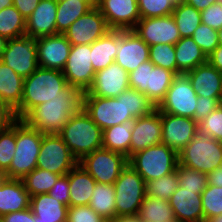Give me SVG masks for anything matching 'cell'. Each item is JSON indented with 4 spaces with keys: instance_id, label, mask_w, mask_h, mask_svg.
Here are the masks:
<instances>
[{
    "instance_id": "59",
    "label": "cell",
    "mask_w": 222,
    "mask_h": 222,
    "mask_svg": "<svg viewBox=\"0 0 222 222\" xmlns=\"http://www.w3.org/2000/svg\"><path fill=\"white\" fill-rule=\"evenodd\" d=\"M6 42H7V39L0 35V59L5 50Z\"/></svg>"
},
{
    "instance_id": "43",
    "label": "cell",
    "mask_w": 222,
    "mask_h": 222,
    "mask_svg": "<svg viewBox=\"0 0 222 222\" xmlns=\"http://www.w3.org/2000/svg\"><path fill=\"white\" fill-rule=\"evenodd\" d=\"M201 197L204 222L222 215V187L207 184Z\"/></svg>"
},
{
    "instance_id": "61",
    "label": "cell",
    "mask_w": 222,
    "mask_h": 222,
    "mask_svg": "<svg viewBox=\"0 0 222 222\" xmlns=\"http://www.w3.org/2000/svg\"><path fill=\"white\" fill-rule=\"evenodd\" d=\"M205 222H222V215L217 216V217H213Z\"/></svg>"
},
{
    "instance_id": "23",
    "label": "cell",
    "mask_w": 222,
    "mask_h": 222,
    "mask_svg": "<svg viewBox=\"0 0 222 222\" xmlns=\"http://www.w3.org/2000/svg\"><path fill=\"white\" fill-rule=\"evenodd\" d=\"M204 190L178 187L169 200L176 222H204L201 194Z\"/></svg>"
},
{
    "instance_id": "20",
    "label": "cell",
    "mask_w": 222,
    "mask_h": 222,
    "mask_svg": "<svg viewBox=\"0 0 222 222\" xmlns=\"http://www.w3.org/2000/svg\"><path fill=\"white\" fill-rule=\"evenodd\" d=\"M71 50V43L64 34L37 38L38 65L45 69L63 70Z\"/></svg>"
},
{
    "instance_id": "28",
    "label": "cell",
    "mask_w": 222,
    "mask_h": 222,
    "mask_svg": "<svg viewBox=\"0 0 222 222\" xmlns=\"http://www.w3.org/2000/svg\"><path fill=\"white\" fill-rule=\"evenodd\" d=\"M30 208L36 222H67L68 206L48 193L31 196Z\"/></svg>"
},
{
    "instance_id": "32",
    "label": "cell",
    "mask_w": 222,
    "mask_h": 222,
    "mask_svg": "<svg viewBox=\"0 0 222 222\" xmlns=\"http://www.w3.org/2000/svg\"><path fill=\"white\" fill-rule=\"evenodd\" d=\"M97 0H57V34H63L71 24L96 6Z\"/></svg>"
},
{
    "instance_id": "57",
    "label": "cell",
    "mask_w": 222,
    "mask_h": 222,
    "mask_svg": "<svg viewBox=\"0 0 222 222\" xmlns=\"http://www.w3.org/2000/svg\"><path fill=\"white\" fill-rule=\"evenodd\" d=\"M181 1L193 6L199 11L205 10L211 4L217 2V0H181Z\"/></svg>"
},
{
    "instance_id": "29",
    "label": "cell",
    "mask_w": 222,
    "mask_h": 222,
    "mask_svg": "<svg viewBox=\"0 0 222 222\" xmlns=\"http://www.w3.org/2000/svg\"><path fill=\"white\" fill-rule=\"evenodd\" d=\"M91 45V62L95 72L114 63L119 46V30H110Z\"/></svg>"
},
{
    "instance_id": "7",
    "label": "cell",
    "mask_w": 222,
    "mask_h": 222,
    "mask_svg": "<svg viewBox=\"0 0 222 222\" xmlns=\"http://www.w3.org/2000/svg\"><path fill=\"white\" fill-rule=\"evenodd\" d=\"M175 76L174 72L156 66L148 60L129 73V86L144 93L157 107L164 99Z\"/></svg>"
},
{
    "instance_id": "11",
    "label": "cell",
    "mask_w": 222,
    "mask_h": 222,
    "mask_svg": "<svg viewBox=\"0 0 222 222\" xmlns=\"http://www.w3.org/2000/svg\"><path fill=\"white\" fill-rule=\"evenodd\" d=\"M78 163L97 183L114 184L128 164V158L122 153L100 148L85 155Z\"/></svg>"
},
{
    "instance_id": "5",
    "label": "cell",
    "mask_w": 222,
    "mask_h": 222,
    "mask_svg": "<svg viewBox=\"0 0 222 222\" xmlns=\"http://www.w3.org/2000/svg\"><path fill=\"white\" fill-rule=\"evenodd\" d=\"M128 164L148 182L174 172L179 164L178 152L161 143L131 155Z\"/></svg>"
},
{
    "instance_id": "52",
    "label": "cell",
    "mask_w": 222,
    "mask_h": 222,
    "mask_svg": "<svg viewBox=\"0 0 222 222\" xmlns=\"http://www.w3.org/2000/svg\"><path fill=\"white\" fill-rule=\"evenodd\" d=\"M17 120L15 110L0 101V132L10 128Z\"/></svg>"
},
{
    "instance_id": "56",
    "label": "cell",
    "mask_w": 222,
    "mask_h": 222,
    "mask_svg": "<svg viewBox=\"0 0 222 222\" xmlns=\"http://www.w3.org/2000/svg\"><path fill=\"white\" fill-rule=\"evenodd\" d=\"M208 185L222 187V166L215 170L208 172L207 174Z\"/></svg>"
},
{
    "instance_id": "39",
    "label": "cell",
    "mask_w": 222,
    "mask_h": 222,
    "mask_svg": "<svg viewBox=\"0 0 222 222\" xmlns=\"http://www.w3.org/2000/svg\"><path fill=\"white\" fill-rule=\"evenodd\" d=\"M125 106L134 119L149 115L157 109L148 96L133 88L125 90Z\"/></svg>"
},
{
    "instance_id": "30",
    "label": "cell",
    "mask_w": 222,
    "mask_h": 222,
    "mask_svg": "<svg viewBox=\"0 0 222 222\" xmlns=\"http://www.w3.org/2000/svg\"><path fill=\"white\" fill-rule=\"evenodd\" d=\"M175 58L177 62V75L187 73L199 65L207 63V56L192 39L181 38L175 45Z\"/></svg>"
},
{
    "instance_id": "46",
    "label": "cell",
    "mask_w": 222,
    "mask_h": 222,
    "mask_svg": "<svg viewBox=\"0 0 222 222\" xmlns=\"http://www.w3.org/2000/svg\"><path fill=\"white\" fill-rule=\"evenodd\" d=\"M191 37L199 45L206 56L210 55L219 45L218 31L202 23L195 29Z\"/></svg>"
},
{
    "instance_id": "54",
    "label": "cell",
    "mask_w": 222,
    "mask_h": 222,
    "mask_svg": "<svg viewBox=\"0 0 222 222\" xmlns=\"http://www.w3.org/2000/svg\"><path fill=\"white\" fill-rule=\"evenodd\" d=\"M40 0H13V6L27 19L37 7Z\"/></svg>"
},
{
    "instance_id": "19",
    "label": "cell",
    "mask_w": 222,
    "mask_h": 222,
    "mask_svg": "<svg viewBox=\"0 0 222 222\" xmlns=\"http://www.w3.org/2000/svg\"><path fill=\"white\" fill-rule=\"evenodd\" d=\"M162 140L161 143L181 151L198 131V123L188 117L161 113Z\"/></svg>"
},
{
    "instance_id": "12",
    "label": "cell",
    "mask_w": 222,
    "mask_h": 222,
    "mask_svg": "<svg viewBox=\"0 0 222 222\" xmlns=\"http://www.w3.org/2000/svg\"><path fill=\"white\" fill-rule=\"evenodd\" d=\"M0 60L19 76L27 78L39 68L37 38L24 35L8 39Z\"/></svg>"
},
{
    "instance_id": "17",
    "label": "cell",
    "mask_w": 222,
    "mask_h": 222,
    "mask_svg": "<svg viewBox=\"0 0 222 222\" xmlns=\"http://www.w3.org/2000/svg\"><path fill=\"white\" fill-rule=\"evenodd\" d=\"M96 7L111 30H133L141 18L138 0H97Z\"/></svg>"
},
{
    "instance_id": "18",
    "label": "cell",
    "mask_w": 222,
    "mask_h": 222,
    "mask_svg": "<svg viewBox=\"0 0 222 222\" xmlns=\"http://www.w3.org/2000/svg\"><path fill=\"white\" fill-rule=\"evenodd\" d=\"M129 73L119 64L112 63L94 75L93 82L83 96L118 97L129 86Z\"/></svg>"
},
{
    "instance_id": "16",
    "label": "cell",
    "mask_w": 222,
    "mask_h": 222,
    "mask_svg": "<svg viewBox=\"0 0 222 222\" xmlns=\"http://www.w3.org/2000/svg\"><path fill=\"white\" fill-rule=\"evenodd\" d=\"M148 45H175L180 39V33L172 15L155 18H140L133 29Z\"/></svg>"
},
{
    "instance_id": "47",
    "label": "cell",
    "mask_w": 222,
    "mask_h": 222,
    "mask_svg": "<svg viewBox=\"0 0 222 222\" xmlns=\"http://www.w3.org/2000/svg\"><path fill=\"white\" fill-rule=\"evenodd\" d=\"M198 130L222 142V104L198 122Z\"/></svg>"
},
{
    "instance_id": "3",
    "label": "cell",
    "mask_w": 222,
    "mask_h": 222,
    "mask_svg": "<svg viewBox=\"0 0 222 222\" xmlns=\"http://www.w3.org/2000/svg\"><path fill=\"white\" fill-rule=\"evenodd\" d=\"M58 134L78 162L85 155L102 148L103 130L83 108L72 115Z\"/></svg>"
},
{
    "instance_id": "44",
    "label": "cell",
    "mask_w": 222,
    "mask_h": 222,
    "mask_svg": "<svg viewBox=\"0 0 222 222\" xmlns=\"http://www.w3.org/2000/svg\"><path fill=\"white\" fill-rule=\"evenodd\" d=\"M177 0H138L141 18H155L172 15Z\"/></svg>"
},
{
    "instance_id": "50",
    "label": "cell",
    "mask_w": 222,
    "mask_h": 222,
    "mask_svg": "<svg viewBox=\"0 0 222 222\" xmlns=\"http://www.w3.org/2000/svg\"><path fill=\"white\" fill-rule=\"evenodd\" d=\"M222 98H210L198 96L196 103V110L194 120L198 123L206 118L212 111H214L220 104Z\"/></svg>"
},
{
    "instance_id": "34",
    "label": "cell",
    "mask_w": 222,
    "mask_h": 222,
    "mask_svg": "<svg viewBox=\"0 0 222 222\" xmlns=\"http://www.w3.org/2000/svg\"><path fill=\"white\" fill-rule=\"evenodd\" d=\"M89 206L104 219H116L114 184L96 183Z\"/></svg>"
},
{
    "instance_id": "25",
    "label": "cell",
    "mask_w": 222,
    "mask_h": 222,
    "mask_svg": "<svg viewBox=\"0 0 222 222\" xmlns=\"http://www.w3.org/2000/svg\"><path fill=\"white\" fill-rule=\"evenodd\" d=\"M197 96L222 98V72L208 62L185 73Z\"/></svg>"
},
{
    "instance_id": "41",
    "label": "cell",
    "mask_w": 222,
    "mask_h": 222,
    "mask_svg": "<svg viewBox=\"0 0 222 222\" xmlns=\"http://www.w3.org/2000/svg\"><path fill=\"white\" fill-rule=\"evenodd\" d=\"M149 60L154 65L168 69L177 75L174 45L159 43L149 46Z\"/></svg>"
},
{
    "instance_id": "8",
    "label": "cell",
    "mask_w": 222,
    "mask_h": 222,
    "mask_svg": "<svg viewBox=\"0 0 222 222\" xmlns=\"http://www.w3.org/2000/svg\"><path fill=\"white\" fill-rule=\"evenodd\" d=\"M116 218L137 217L146 197V182L129 164L114 182Z\"/></svg>"
},
{
    "instance_id": "53",
    "label": "cell",
    "mask_w": 222,
    "mask_h": 222,
    "mask_svg": "<svg viewBox=\"0 0 222 222\" xmlns=\"http://www.w3.org/2000/svg\"><path fill=\"white\" fill-rule=\"evenodd\" d=\"M0 222H36L35 215L29 207L26 210L8 213L0 217Z\"/></svg>"
},
{
    "instance_id": "27",
    "label": "cell",
    "mask_w": 222,
    "mask_h": 222,
    "mask_svg": "<svg viewBox=\"0 0 222 222\" xmlns=\"http://www.w3.org/2000/svg\"><path fill=\"white\" fill-rule=\"evenodd\" d=\"M69 180V206L89 205L95 179L78 163L68 173Z\"/></svg>"
},
{
    "instance_id": "42",
    "label": "cell",
    "mask_w": 222,
    "mask_h": 222,
    "mask_svg": "<svg viewBox=\"0 0 222 222\" xmlns=\"http://www.w3.org/2000/svg\"><path fill=\"white\" fill-rule=\"evenodd\" d=\"M16 150V122L7 130L0 132V174L10 167Z\"/></svg>"
},
{
    "instance_id": "4",
    "label": "cell",
    "mask_w": 222,
    "mask_h": 222,
    "mask_svg": "<svg viewBox=\"0 0 222 222\" xmlns=\"http://www.w3.org/2000/svg\"><path fill=\"white\" fill-rule=\"evenodd\" d=\"M42 136L43 133L22 119L16 121V150L9 169L2 177L23 179L36 168Z\"/></svg>"
},
{
    "instance_id": "15",
    "label": "cell",
    "mask_w": 222,
    "mask_h": 222,
    "mask_svg": "<svg viewBox=\"0 0 222 222\" xmlns=\"http://www.w3.org/2000/svg\"><path fill=\"white\" fill-rule=\"evenodd\" d=\"M111 29L101 11L94 6L75 20L63 33L71 45L92 44L105 36Z\"/></svg>"
},
{
    "instance_id": "26",
    "label": "cell",
    "mask_w": 222,
    "mask_h": 222,
    "mask_svg": "<svg viewBox=\"0 0 222 222\" xmlns=\"http://www.w3.org/2000/svg\"><path fill=\"white\" fill-rule=\"evenodd\" d=\"M30 207V195L22 179H0V217Z\"/></svg>"
},
{
    "instance_id": "6",
    "label": "cell",
    "mask_w": 222,
    "mask_h": 222,
    "mask_svg": "<svg viewBox=\"0 0 222 222\" xmlns=\"http://www.w3.org/2000/svg\"><path fill=\"white\" fill-rule=\"evenodd\" d=\"M178 158L180 165L207 174L222 166V142L198 130Z\"/></svg>"
},
{
    "instance_id": "60",
    "label": "cell",
    "mask_w": 222,
    "mask_h": 222,
    "mask_svg": "<svg viewBox=\"0 0 222 222\" xmlns=\"http://www.w3.org/2000/svg\"><path fill=\"white\" fill-rule=\"evenodd\" d=\"M13 5V0H0V11Z\"/></svg>"
},
{
    "instance_id": "49",
    "label": "cell",
    "mask_w": 222,
    "mask_h": 222,
    "mask_svg": "<svg viewBox=\"0 0 222 222\" xmlns=\"http://www.w3.org/2000/svg\"><path fill=\"white\" fill-rule=\"evenodd\" d=\"M201 22L208 25L210 28L218 31L222 28V4L215 2L207 7L205 10L200 11Z\"/></svg>"
},
{
    "instance_id": "55",
    "label": "cell",
    "mask_w": 222,
    "mask_h": 222,
    "mask_svg": "<svg viewBox=\"0 0 222 222\" xmlns=\"http://www.w3.org/2000/svg\"><path fill=\"white\" fill-rule=\"evenodd\" d=\"M207 62L222 72V46L218 45L214 51L207 56Z\"/></svg>"
},
{
    "instance_id": "1",
    "label": "cell",
    "mask_w": 222,
    "mask_h": 222,
    "mask_svg": "<svg viewBox=\"0 0 222 222\" xmlns=\"http://www.w3.org/2000/svg\"><path fill=\"white\" fill-rule=\"evenodd\" d=\"M82 98L83 92L73 87L66 95L37 105L22 120L43 134L59 133L72 115L82 108Z\"/></svg>"
},
{
    "instance_id": "38",
    "label": "cell",
    "mask_w": 222,
    "mask_h": 222,
    "mask_svg": "<svg viewBox=\"0 0 222 222\" xmlns=\"http://www.w3.org/2000/svg\"><path fill=\"white\" fill-rule=\"evenodd\" d=\"M60 176L61 175L47 170L35 168L31 173L27 174L22 181L26 191L31 197L48 193Z\"/></svg>"
},
{
    "instance_id": "9",
    "label": "cell",
    "mask_w": 222,
    "mask_h": 222,
    "mask_svg": "<svg viewBox=\"0 0 222 222\" xmlns=\"http://www.w3.org/2000/svg\"><path fill=\"white\" fill-rule=\"evenodd\" d=\"M82 108L102 129L135 120L125 106V91L118 97L83 96Z\"/></svg>"
},
{
    "instance_id": "62",
    "label": "cell",
    "mask_w": 222,
    "mask_h": 222,
    "mask_svg": "<svg viewBox=\"0 0 222 222\" xmlns=\"http://www.w3.org/2000/svg\"><path fill=\"white\" fill-rule=\"evenodd\" d=\"M218 41L219 45L222 46V28L218 30Z\"/></svg>"
},
{
    "instance_id": "13",
    "label": "cell",
    "mask_w": 222,
    "mask_h": 222,
    "mask_svg": "<svg viewBox=\"0 0 222 222\" xmlns=\"http://www.w3.org/2000/svg\"><path fill=\"white\" fill-rule=\"evenodd\" d=\"M198 96L184 73L174 77L164 99L157 106L161 113L194 119Z\"/></svg>"
},
{
    "instance_id": "2",
    "label": "cell",
    "mask_w": 222,
    "mask_h": 222,
    "mask_svg": "<svg viewBox=\"0 0 222 222\" xmlns=\"http://www.w3.org/2000/svg\"><path fill=\"white\" fill-rule=\"evenodd\" d=\"M72 88L61 70L39 67L24 78L21 103L15 110L17 119H22L39 104L66 95Z\"/></svg>"
},
{
    "instance_id": "37",
    "label": "cell",
    "mask_w": 222,
    "mask_h": 222,
    "mask_svg": "<svg viewBox=\"0 0 222 222\" xmlns=\"http://www.w3.org/2000/svg\"><path fill=\"white\" fill-rule=\"evenodd\" d=\"M26 19L13 6H9L0 11V35L8 39H13L26 35Z\"/></svg>"
},
{
    "instance_id": "21",
    "label": "cell",
    "mask_w": 222,
    "mask_h": 222,
    "mask_svg": "<svg viewBox=\"0 0 222 222\" xmlns=\"http://www.w3.org/2000/svg\"><path fill=\"white\" fill-rule=\"evenodd\" d=\"M115 63L128 73L149 60V46L134 30H119V46Z\"/></svg>"
},
{
    "instance_id": "48",
    "label": "cell",
    "mask_w": 222,
    "mask_h": 222,
    "mask_svg": "<svg viewBox=\"0 0 222 222\" xmlns=\"http://www.w3.org/2000/svg\"><path fill=\"white\" fill-rule=\"evenodd\" d=\"M102 219L89 205L68 207L67 222H101Z\"/></svg>"
},
{
    "instance_id": "36",
    "label": "cell",
    "mask_w": 222,
    "mask_h": 222,
    "mask_svg": "<svg viewBox=\"0 0 222 222\" xmlns=\"http://www.w3.org/2000/svg\"><path fill=\"white\" fill-rule=\"evenodd\" d=\"M172 16L181 38L191 37L202 23L200 11L181 0L176 1Z\"/></svg>"
},
{
    "instance_id": "31",
    "label": "cell",
    "mask_w": 222,
    "mask_h": 222,
    "mask_svg": "<svg viewBox=\"0 0 222 222\" xmlns=\"http://www.w3.org/2000/svg\"><path fill=\"white\" fill-rule=\"evenodd\" d=\"M24 78L0 60V101L16 110L23 95Z\"/></svg>"
},
{
    "instance_id": "35",
    "label": "cell",
    "mask_w": 222,
    "mask_h": 222,
    "mask_svg": "<svg viewBox=\"0 0 222 222\" xmlns=\"http://www.w3.org/2000/svg\"><path fill=\"white\" fill-rule=\"evenodd\" d=\"M137 217L142 222H176L169 201L149 196L143 199Z\"/></svg>"
},
{
    "instance_id": "51",
    "label": "cell",
    "mask_w": 222,
    "mask_h": 222,
    "mask_svg": "<svg viewBox=\"0 0 222 222\" xmlns=\"http://www.w3.org/2000/svg\"><path fill=\"white\" fill-rule=\"evenodd\" d=\"M51 197L60 201L62 204L69 207V180L68 174L62 175L58 178L55 185L48 192Z\"/></svg>"
},
{
    "instance_id": "63",
    "label": "cell",
    "mask_w": 222,
    "mask_h": 222,
    "mask_svg": "<svg viewBox=\"0 0 222 222\" xmlns=\"http://www.w3.org/2000/svg\"><path fill=\"white\" fill-rule=\"evenodd\" d=\"M101 222H116V219H102Z\"/></svg>"
},
{
    "instance_id": "22",
    "label": "cell",
    "mask_w": 222,
    "mask_h": 222,
    "mask_svg": "<svg viewBox=\"0 0 222 222\" xmlns=\"http://www.w3.org/2000/svg\"><path fill=\"white\" fill-rule=\"evenodd\" d=\"M161 140V112L156 109L151 114L134 120L130 143V156L150 146L161 144Z\"/></svg>"
},
{
    "instance_id": "45",
    "label": "cell",
    "mask_w": 222,
    "mask_h": 222,
    "mask_svg": "<svg viewBox=\"0 0 222 222\" xmlns=\"http://www.w3.org/2000/svg\"><path fill=\"white\" fill-rule=\"evenodd\" d=\"M180 187L190 190H204L208 184L207 175L195 169L178 164L176 169Z\"/></svg>"
},
{
    "instance_id": "58",
    "label": "cell",
    "mask_w": 222,
    "mask_h": 222,
    "mask_svg": "<svg viewBox=\"0 0 222 222\" xmlns=\"http://www.w3.org/2000/svg\"><path fill=\"white\" fill-rule=\"evenodd\" d=\"M116 222H142L138 217H120L116 218Z\"/></svg>"
},
{
    "instance_id": "40",
    "label": "cell",
    "mask_w": 222,
    "mask_h": 222,
    "mask_svg": "<svg viewBox=\"0 0 222 222\" xmlns=\"http://www.w3.org/2000/svg\"><path fill=\"white\" fill-rule=\"evenodd\" d=\"M179 187L176 170L156 180L146 182V196L169 201L171 195Z\"/></svg>"
},
{
    "instance_id": "10",
    "label": "cell",
    "mask_w": 222,
    "mask_h": 222,
    "mask_svg": "<svg viewBox=\"0 0 222 222\" xmlns=\"http://www.w3.org/2000/svg\"><path fill=\"white\" fill-rule=\"evenodd\" d=\"M78 164L58 133L43 134L36 168L66 175Z\"/></svg>"
},
{
    "instance_id": "33",
    "label": "cell",
    "mask_w": 222,
    "mask_h": 222,
    "mask_svg": "<svg viewBox=\"0 0 222 222\" xmlns=\"http://www.w3.org/2000/svg\"><path fill=\"white\" fill-rule=\"evenodd\" d=\"M134 120L106 128L103 130L102 148L130 157V143Z\"/></svg>"
},
{
    "instance_id": "24",
    "label": "cell",
    "mask_w": 222,
    "mask_h": 222,
    "mask_svg": "<svg viewBox=\"0 0 222 222\" xmlns=\"http://www.w3.org/2000/svg\"><path fill=\"white\" fill-rule=\"evenodd\" d=\"M56 14L57 0H40L26 19L25 34L34 38L57 34Z\"/></svg>"
},
{
    "instance_id": "14",
    "label": "cell",
    "mask_w": 222,
    "mask_h": 222,
    "mask_svg": "<svg viewBox=\"0 0 222 222\" xmlns=\"http://www.w3.org/2000/svg\"><path fill=\"white\" fill-rule=\"evenodd\" d=\"M62 72L67 84L86 92L96 73L91 62V45H71L70 54Z\"/></svg>"
}]
</instances>
